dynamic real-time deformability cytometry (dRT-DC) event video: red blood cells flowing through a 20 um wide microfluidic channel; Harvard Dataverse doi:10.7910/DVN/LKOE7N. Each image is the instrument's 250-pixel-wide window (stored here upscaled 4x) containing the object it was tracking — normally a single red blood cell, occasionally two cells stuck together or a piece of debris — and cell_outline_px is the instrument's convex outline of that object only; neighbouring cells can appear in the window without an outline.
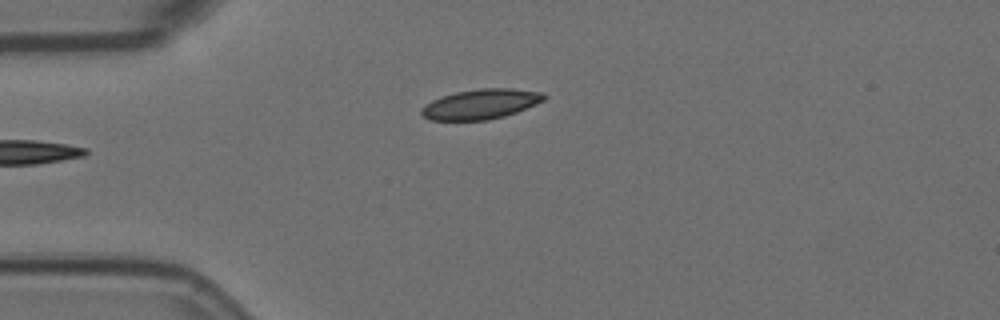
{"species": "Egyptian fruit bat (a non-hibernating species)", "species_latin": "Rousettus aegyptiacus", "temperature_condition": "room temperature", "stored_images_in_passage": 2, "camera_frame_rate_fps": 3000, "um_per_image_px": 0.085, "animal": {"sex": "female"}, "frame": {"image": 1, "passage_image": 2, "time_ms": 0.333, "image_size_px": [1000, 320], "cell_outline_px": [[548, 96], [544, 100], [536, 104], [516, 112], [504, 116], [488, 120], [428, 120], [420, 112], [432, 100], [456, 92], [480, 88], [512, 88], [544, 92]], "centroid_in_image_um": [40.93, 8.84], "position_along_channel_um": 44.1, "area_um2": 21.27}}